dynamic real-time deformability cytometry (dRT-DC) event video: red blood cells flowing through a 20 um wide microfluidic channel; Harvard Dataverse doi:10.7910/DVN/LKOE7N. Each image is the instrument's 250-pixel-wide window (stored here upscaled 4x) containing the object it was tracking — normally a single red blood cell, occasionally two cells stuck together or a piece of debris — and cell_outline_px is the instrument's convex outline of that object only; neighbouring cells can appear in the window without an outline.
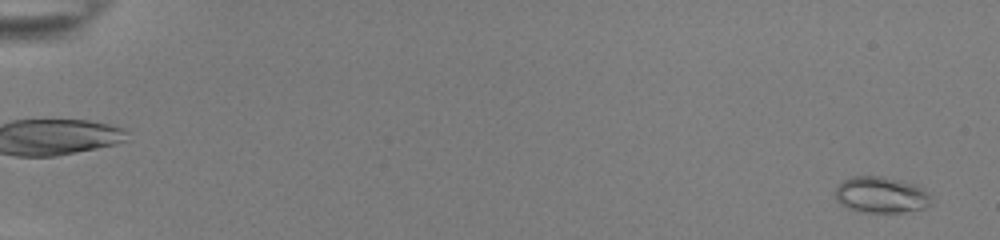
{"species": "common noctule bat (a hibernating species)", "species_latin": "Nyctalus noctula", "temperature_condition": "room temperature", "stored_images_in_passage": 54, "camera_frame_rate_fps": 3000, "um_per_image_px": 0.085, "animal": {"sex": "female", "body_mass_g": 22.0, "forearm_length_mm": 56.7}, "frame": {"image": 1, "passage_image": 2, "time_ms": 0.333, "image_size_px": [1000, 240], "cell_outline_px": [[932, 204], [924, 208], [904, 212], [864, 212], [848, 208], [840, 204], [836, 200], [836, 184], [852, 176], [884, 176], [920, 184], [928, 192]], "centroid_in_image_um": [74.92, 16.54], "position_along_channel_um": 10.1, "area_um2": 20.63}}
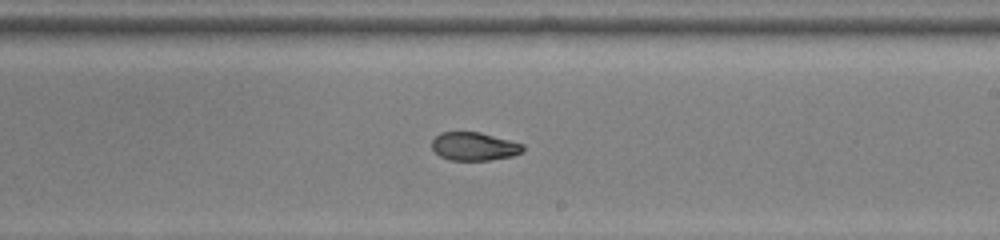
{"frame": {"image": 2, "passage_image": 34, "time_ms": 11.0, "image_size_px": [1000, 240], "cell_outline_px": [[524, 148], [520, 152], [512, 156], [488, 160], [448, 160], [440, 156], [432, 148], [432, 140], [440, 132], [480, 132], [524, 144]], "centroid_in_image_um": [40.28, 12.44], "position_along_channel_um": 248.7, "area_um2": 14.91}}
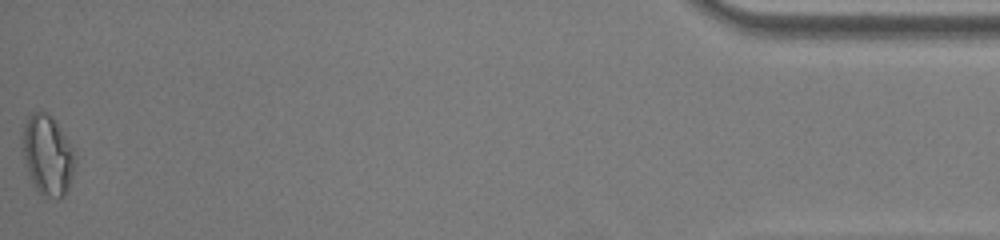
{"frame": {"image": 3, "passage_image": 54, "time_ms": 17.667, "image_size_px": [1000, 240], "cell_outline_px": [[76, 156], [72, 176], [68, 188], [64, 196], [56, 200], [44, 196], [32, 184], [24, 160], [20, 144], [24, 124], [28, 116], [32, 112], [40, 108], [48, 112], [56, 120], [72, 148]], "centroid_in_image_um": [4.02, 13.14], "position_along_channel_um": 431.2, "area_um2": 25.09}, "authors_computed_cell_mechanics": {"area_um2": 17.0221, "velocity_mm_per_s": 3.8994, "shape_relaxation_time_tau1_ms": 5.6706, "shape_relaxation_time_tau2_ms": 1.9163, "deformation_change_tau1": 0.1807, "deformation_change_tau2": 0.0614}}